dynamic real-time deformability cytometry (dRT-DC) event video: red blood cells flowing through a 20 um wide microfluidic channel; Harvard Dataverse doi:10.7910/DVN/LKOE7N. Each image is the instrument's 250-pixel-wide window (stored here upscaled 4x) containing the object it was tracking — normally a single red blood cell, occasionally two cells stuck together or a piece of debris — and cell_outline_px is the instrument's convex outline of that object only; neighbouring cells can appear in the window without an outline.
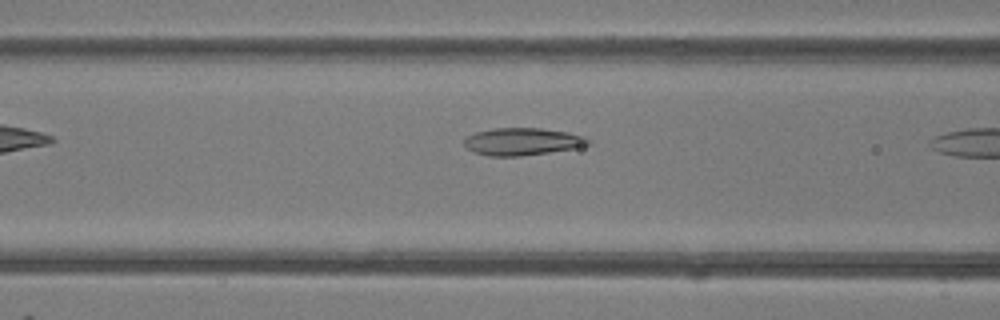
{"species": "common noctule bat (a hibernating species)", "species_latin": "Nyctalus noctula", "temperature_condition": "room temperature", "stored_images_in_passage": 6, "camera_frame_rate_fps": 3000, "um_per_image_px": 0.085, "animal": {"sex": "female"}, "frame": {"image": 1, "passage_image": 5, "time_ms": 1.333, "image_size_px": [1000, 320], "cell_outline_px": [[592, 144], [572, 148], [548, 152], [520, 156], [488, 156], [476, 152], [468, 148], [464, 144], [464, 140], [468, 136], [476, 132], [492, 128], [540, 128], [568, 132], [584, 136], [592, 140]], "centroid_in_image_um": [44.43, 12.02], "position_along_channel_um": 122.2, "area_um2": 19.65}}